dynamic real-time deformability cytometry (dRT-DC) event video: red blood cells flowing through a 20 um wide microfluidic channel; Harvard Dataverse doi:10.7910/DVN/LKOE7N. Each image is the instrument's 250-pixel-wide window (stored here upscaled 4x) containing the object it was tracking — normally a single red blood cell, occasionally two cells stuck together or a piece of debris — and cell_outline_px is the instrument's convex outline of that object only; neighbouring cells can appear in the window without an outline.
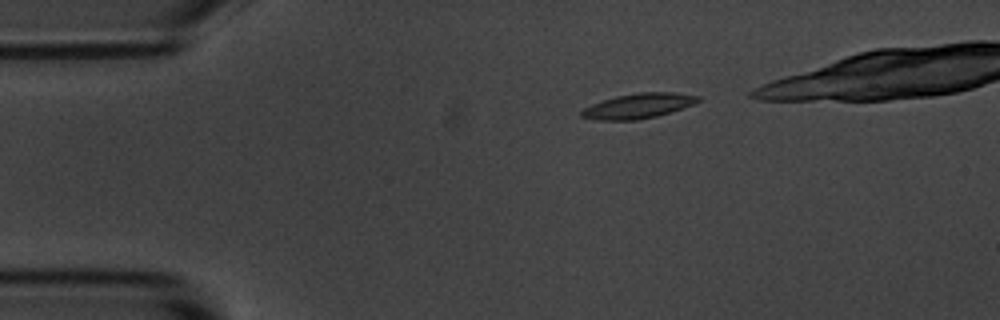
{"species": "common noctule bat (a hibernating species)", "species_latin": "Nyctalus noctula", "temperature_condition": "room temperature", "stored_images_in_passage": 8, "camera_frame_rate_fps": 3000, "um_per_image_px": 0.085, "animal": {"sex": "male", "body_mass_g": 20.1, "forearm_length_mm": 53.5}, "frame": {"image": 1, "passage_image": 2, "time_ms": 1.0, "image_size_px": [1000, 320], "cell_outline_px": [[700, 100], [692, 104], [656, 116], [636, 120], [600, 120], [580, 116], [580, 112], [584, 108], [592, 104], [616, 96], [640, 92], [672, 92], [700, 96]], "centroid_in_image_um": [54.23, 8.99], "position_along_channel_um": 30.8, "area_um2": 16.59}}
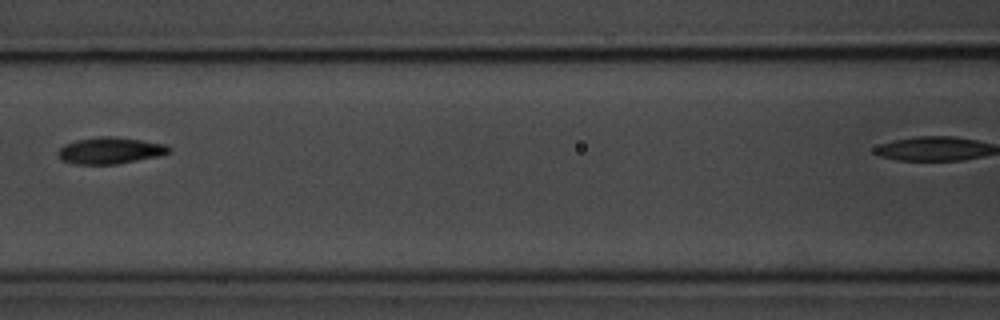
{"frame": {"image": 2, "passage_image": 6, "time_ms": 5.667, "image_size_px": [1000, 320], "cell_outline_px": [[172, 148], [168, 152], [160, 156], [116, 164], [76, 164], [60, 160], [56, 152], [64, 144], [76, 140], [100, 136], [116, 136], [164, 144]], "centroid_in_image_um": [9.32, 12.79], "position_along_channel_um": 157.3, "area_um2": 17.22}}